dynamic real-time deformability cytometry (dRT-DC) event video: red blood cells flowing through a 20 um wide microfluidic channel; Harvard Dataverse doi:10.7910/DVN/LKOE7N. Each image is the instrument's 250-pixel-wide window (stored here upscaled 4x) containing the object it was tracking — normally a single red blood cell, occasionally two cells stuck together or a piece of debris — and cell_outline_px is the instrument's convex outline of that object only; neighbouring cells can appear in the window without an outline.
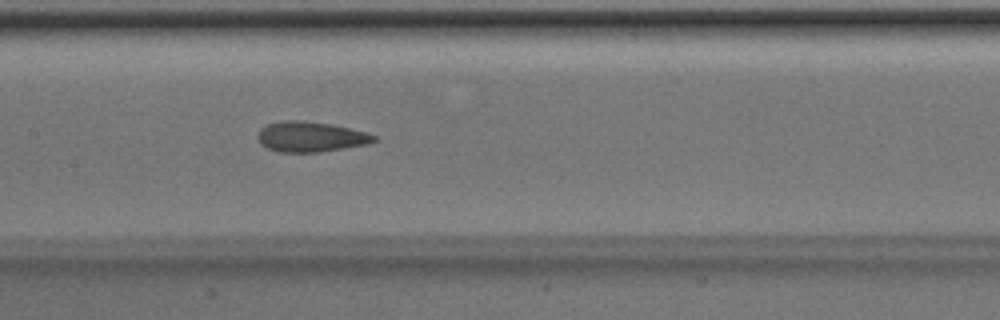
{"species": "Egyptian fruit bat (a non-hibernating species)", "species_latin": "Rousettus aegyptiacus", "temperature_condition": "room temperature", "stored_images_in_passage": 50, "camera_frame_rate_fps": 3000, "um_per_image_px": 0.085, "animal": {"sex": "male"}, "frame": {"image": 1, "passage_image": 24, "time_ms": 7.667, "image_size_px": [1000, 320], "cell_outline_px": [[376, 140], [368, 144], [320, 152], [280, 152], [268, 148], [260, 144], [256, 136], [260, 128], [268, 124], [280, 120], [304, 120], [332, 124], [364, 132], [376, 136]], "centroid_in_image_um": [26.35, 11.62], "position_along_channel_um": 181.0, "area_um2": 20.58}}
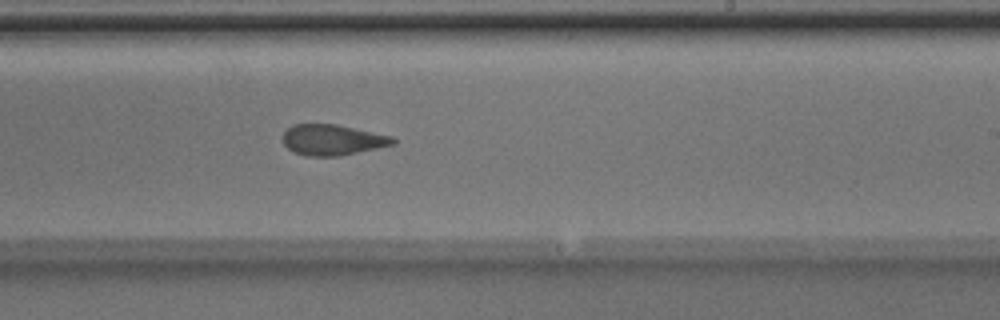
{"frame": {"image": 2, "passage_image": 30, "time_ms": 9.667, "image_size_px": [1000, 320], "cell_outline_px": [[396, 144], [340, 156], [304, 156], [292, 152], [284, 144], [284, 132], [292, 124], [336, 124], [392, 136], [396, 140]], "centroid_in_image_um": [28.26, 11.89], "position_along_channel_um": 260.7, "area_um2": 19.77}}
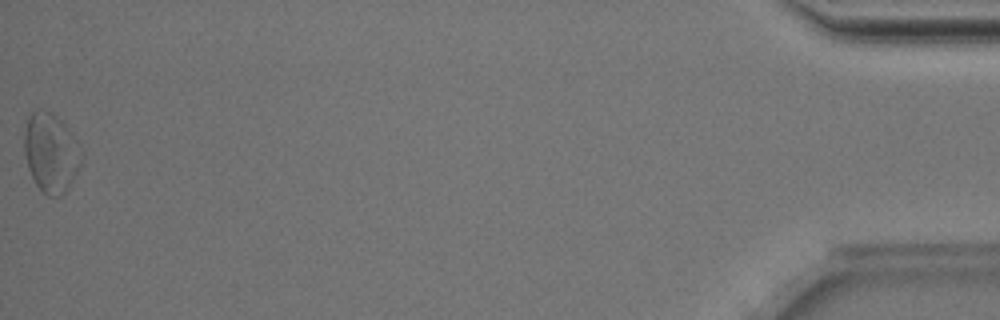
{"frame": {"image": 3, "passage_image": 50, "time_ms": 16.333, "image_size_px": [1000, 320], "cell_outline_px": [[84, 156], [80, 168], [64, 192], [60, 196], [48, 196], [36, 184], [28, 168], [24, 152], [24, 132], [28, 116], [36, 108], [44, 108], [52, 112], [72, 132], [80, 144], [84, 152]], "centroid_in_image_um": [4.35, 12.93], "position_along_channel_um": 430.8, "area_um2": 26.82}, "authors_computed_cell_mechanics": {"area_um2": 21.2415, "velocity_mm_per_s": 4.0195, "shape_relaxation_time_tau1_ms": 10.9725, "shape_relaxation_time_tau2_ms": 2.5396, "deformation_change_tau1": 0.1787, "deformation_change_tau2": 0.1143}}